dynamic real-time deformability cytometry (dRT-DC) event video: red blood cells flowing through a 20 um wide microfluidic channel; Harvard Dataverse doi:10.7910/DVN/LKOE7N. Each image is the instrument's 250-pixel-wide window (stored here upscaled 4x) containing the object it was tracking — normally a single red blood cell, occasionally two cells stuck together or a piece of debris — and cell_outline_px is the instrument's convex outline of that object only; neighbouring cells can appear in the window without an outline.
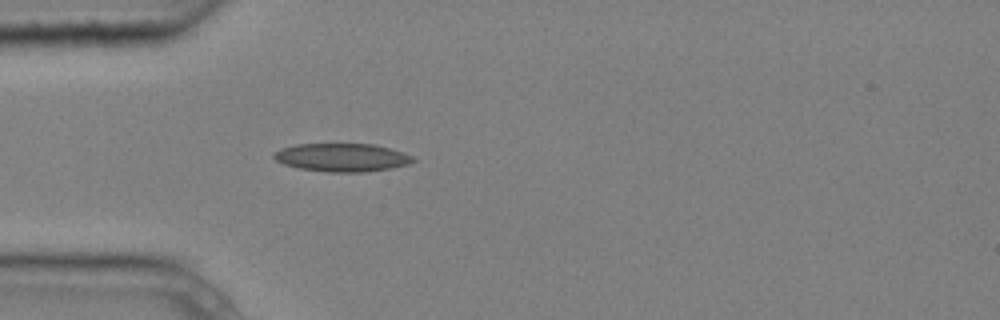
{"species": "common noctule bat (a hibernating species)", "species_latin": "Nyctalus noctula", "temperature_condition": "cold", "stored_images_in_passage": 4, "camera_frame_rate_fps": 3000, "um_per_image_px": 0.085, "animal": {"sex": "male", "body_mass_g": 20.4}, "frame": {"image": 1, "passage_image": 4, "time_ms": 1.0, "image_size_px": [1000, 320], "cell_outline_px": [[416, 160], [408, 164], [392, 168], [364, 172], [328, 172], [300, 168], [284, 164], [276, 160], [272, 156], [280, 148], [296, 144], [376, 144], [392, 148], [404, 152], [412, 156]], "centroid_in_image_um": [29.1, 13.38], "position_along_channel_um": 55.9, "area_um2": 22.95}}